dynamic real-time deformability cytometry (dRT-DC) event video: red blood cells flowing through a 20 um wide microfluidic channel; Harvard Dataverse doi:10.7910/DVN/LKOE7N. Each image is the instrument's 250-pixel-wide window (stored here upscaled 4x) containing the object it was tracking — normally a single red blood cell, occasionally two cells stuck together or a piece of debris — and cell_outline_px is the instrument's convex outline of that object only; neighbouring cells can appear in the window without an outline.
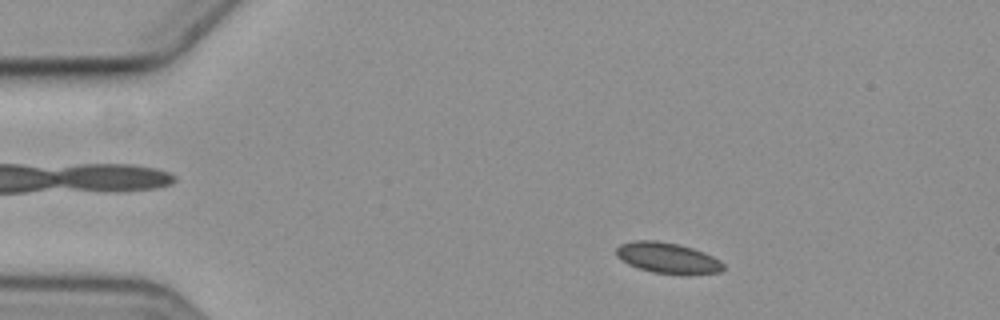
{"species": "common noctule bat (a hibernating species)", "species_latin": "Nyctalus noctula", "temperature_condition": "cold", "stored_images_in_passage": 55, "camera_frame_rate_fps": 3000, "um_per_image_px": 0.085, "animal": {"sex": "female", "body_mass_g": 19.3, "forearm_length_mm": 54.1}, "frame": {"image": 1, "passage_image": 7, "time_ms": 2.0, "image_size_px": [1000, 320], "cell_outline_px": [[724, 268], [720, 272], [688, 276], [652, 272], [628, 264], [620, 260], [616, 256], [616, 248], [620, 244], [636, 240], [656, 240], [676, 244], [692, 248], [704, 252], [720, 260], [724, 264]], "centroid_in_image_um": [56.76, 21.95], "position_along_channel_um": 28.2, "area_um2": 19.48}}
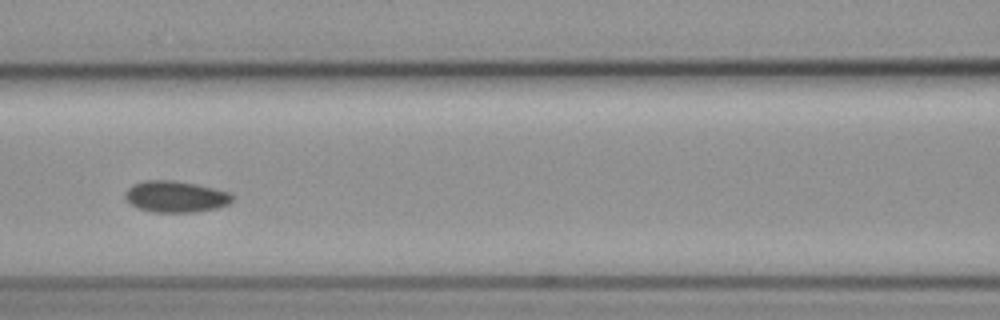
{"frame": {"image": 2, "passage_image": 23, "time_ms": 7.333, "image_size_px": [1000, 320], "cell_outline_px": [[232, 200], [228, 204], [216, 208], [196, 212], [152, 212], [140, 208], [132, 204], [124, 196], [124, 192], [132, 184], [144, 180], [176, 180], [196, 184], [228, 192], [232, 196]], "centroid_in_image_um": [14.9, 16.7], "position_along_channel_um": 151.7, "area_um2": 19.48}}
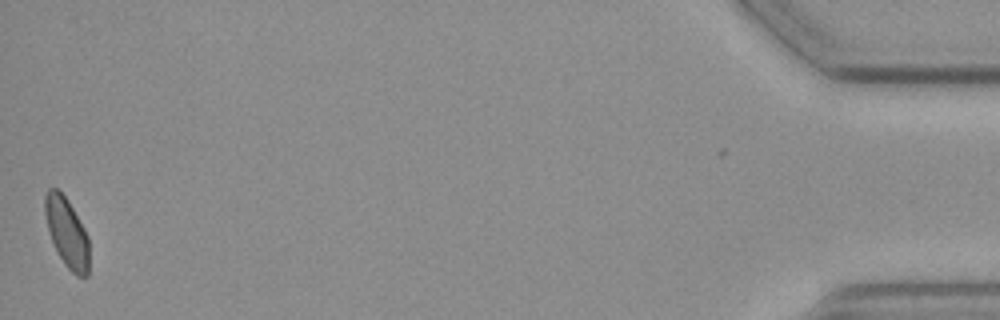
{"frame": {"image": 3, "passage_image": 55, "time_ms": 18.0, "image_size_px": [1000, 320], "cell_outline_px": [[88, 276], [76, 276], [64, 264], [52, 240], [48, 228], [44, 212], [44, 196], [48, 188], [56, 188], [68, 200], [84, 228], [88, 236]], "centroid_in_image_um": [5.67, 19.74], "position_along_channel_um": 429.5, "area_um2": 17.63}, "authors_computed_cell_mechanics": {"area_um2": 18.9006, "velocity_mm_per_s": 3.5468, "shape_relaxation_time_tau1_ms": null, "shape_relaxation_time_tau2_ms": 2.746, "deformation_change_tau1": null, "deformation_change_tau2": 0.0589}}